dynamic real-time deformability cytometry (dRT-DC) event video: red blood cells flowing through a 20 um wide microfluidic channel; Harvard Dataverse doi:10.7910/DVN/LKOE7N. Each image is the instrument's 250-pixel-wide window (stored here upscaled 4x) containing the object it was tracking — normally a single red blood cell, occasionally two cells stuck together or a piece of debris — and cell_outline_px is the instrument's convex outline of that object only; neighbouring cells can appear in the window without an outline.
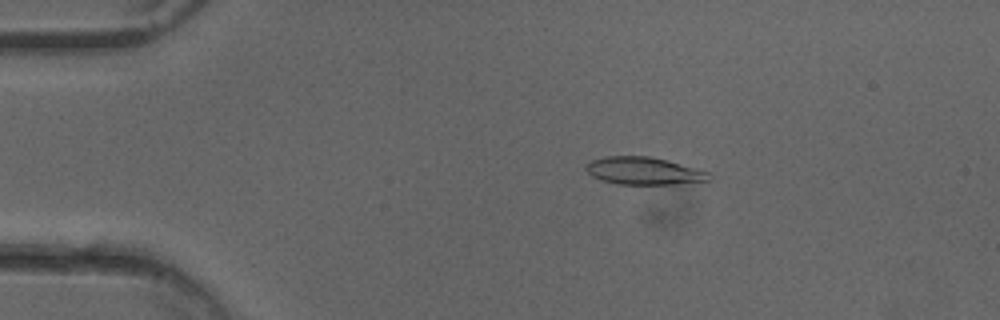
{"species": "common noctule bat (a hibernating species)", "species_latin": "Nyctalus noctula", "temperature_condition": "cold", "stored_images_in_passage": 51, "camera_frame_rate_fps": 3000, "um_per_image_px": 0.085, "animal": {"sex": "female"}, "frame": {"image": 1, "passage_image": 10, "time_ms": 3.0, "image_size_px": [1000, 320], "cell_outline_px": [[712, 180], [672, 184], [616, 184], [600, 180], [592, 176], [584, 168], [584, 164], [592, 160], [604, 156], [648, 156], [668, 160], [712, 172]], "centroid_in_image_um": [54.74, 14.52], "position_along_channel_um": 30.3, "area_um2": 20.06}}
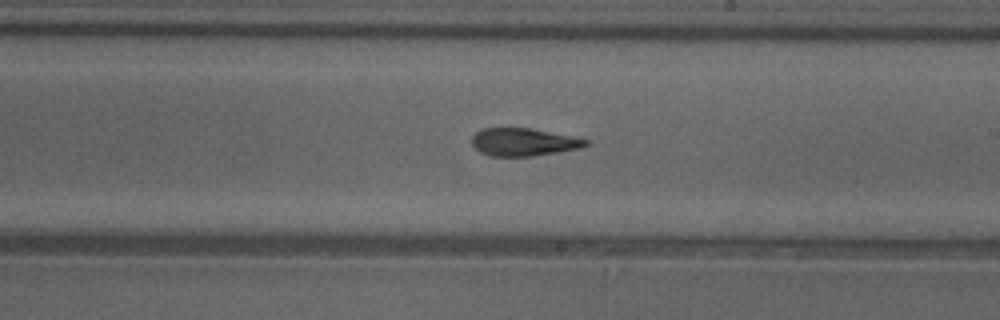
{"frame": {"image": 2, "passage_image": 30, "time_ms": 9.667, "image_size_px": [1000, 320], "cell_outline_px": [[588, 144], [580, 148], [532, 156], [492, 156], [480, 152], [472, 144], [472, 136], [476, 132], [484, 128], [528, 128], [572, 136], [588, 140]], "centroid_in_image_um": [44.48, 12.07], "position_along_channel_um": 244.5, "area_um2": 18.15}}
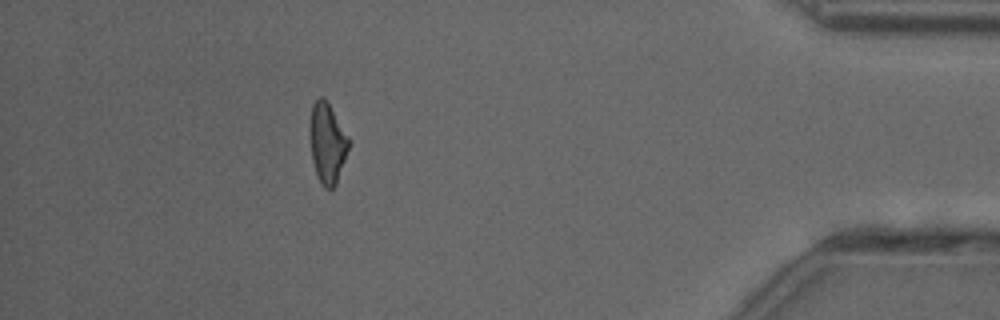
{"frame": {"image": 3, "passage_image": 46, "time_ms": 15.0, "image_size_px": [1000, 320], "cell_outline_px": [[348, 148], [336, 184], [332, 188], [324, 188], [316, 176], [312, 160], [308, 128], [312, 104], [320, 96], [324, 96], [348, 136]], "centroid_in_image_um": [27.77, 12.14], "position_along_channel_um": 407.4, "area_um2": 18.15}, "authors_computed_cell_mechanics": {"area_um2": 19.2474, "velocity_mm_per_s": 4.0372, "shape_relaxation_time_tau1_ms": 4.4901, "shape_relaxation_time_tau2_ms": 3.6161, "deformation_change_tau1": 0.1429, "deformation_change_tau2": 0.1277}}